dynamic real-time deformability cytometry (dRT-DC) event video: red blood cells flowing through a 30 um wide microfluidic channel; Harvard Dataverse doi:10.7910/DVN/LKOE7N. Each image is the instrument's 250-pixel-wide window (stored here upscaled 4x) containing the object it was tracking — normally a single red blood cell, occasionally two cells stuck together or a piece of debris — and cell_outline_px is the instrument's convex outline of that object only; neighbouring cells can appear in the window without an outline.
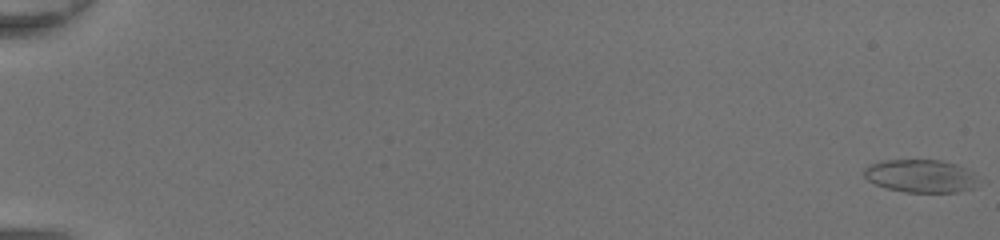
{"species": "common noctule bat (a hibernating species)", "species_latin": "Nyctalus noctula", "temperature_condition": "room temperature", "stored_images_in_passage": 50, "camera_frame_rate_fps": 3000, "um_per_image_px": 0.085, "animal": {"sex": "female", "body_mass_g": 20.0, "forearm_length_mm": 54.0}, "frame": {"image": 1, "passage_image": 1, "time_ms": 0.0, "image_size_px": [1000, 240], "cell_outline_px": [[972, 188], [956, 192], [904, 192], [888, 188], [876, 184], [868, 180], [864, 176], [864, 168], [868, 164], [880, 160], [940, 160], [956, 164], [972, 172]], "centroid_in_image_um": [78.14, 14.94], "position_along_channel_um": 6.9, "area_um2": 21.5}}
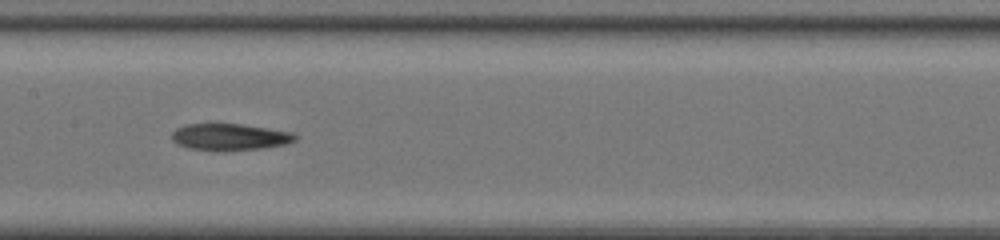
{"frame": {"image": 2, "passage_image": 28, "time_ms": 9.0, "image_size_px": [1000, 240], "cell_outline_px": [[296, 140], [284, 144], [264, 148], [188, 148], [176, 144], [172, 140], [172, 132], [176, 128], [184, 124], [208, 120], [216, 120], [268, 128], [292, 132], [296, 136]], "centroid_in_image_um": [19.44, 11.53], "position_along_channel_um": 188.0, "area_um2": 19.31}}
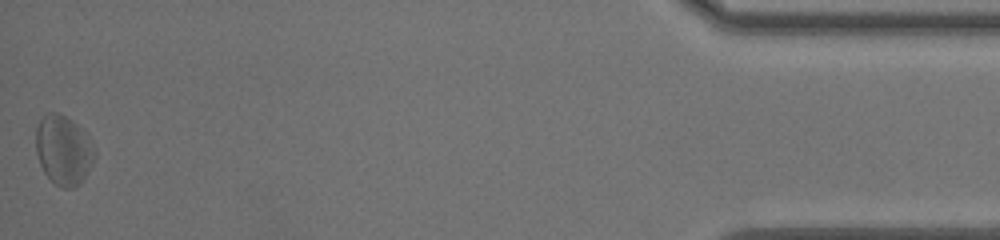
{"frame": {"image": 3, "passage_image": 50, "time_ms": 16.333, "image_size_px": [1000, 240], "cell_outline_px": [[96, 156], [92, 164], [80, 184], [72, 188], [60, 188], [44, 172], [40, 164], [36, 152], [36, 128], [40, 120], [48, 112], [56, 112], [64, 116], [88, 132], [96, 152]], "centroid_in_image_um": [5.42, 12.75], "position_along_channel_um": 429.8, "area_um2": 23.93}, "authors_computed_cell_mechanics": {"area_um2": 20.9525, "velocity_mm_per_s": 4.4038, "shape_relaxation_time_tau1_ms": 8.431, "shape_relaxation_time_tau2_ms": 4.7085, "deformation_change_tau1": 0.1759, "deformation_change_tau2": 0.175}}